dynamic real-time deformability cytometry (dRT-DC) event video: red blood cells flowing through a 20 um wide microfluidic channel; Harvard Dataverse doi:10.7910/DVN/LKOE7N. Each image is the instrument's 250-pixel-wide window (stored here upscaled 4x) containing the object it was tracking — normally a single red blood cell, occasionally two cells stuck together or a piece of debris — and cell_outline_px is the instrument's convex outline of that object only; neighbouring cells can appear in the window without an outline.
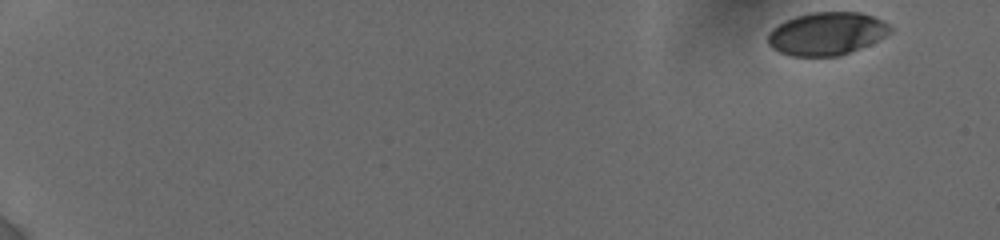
{"species": "human", "species_latin": "Homo sapiens", "temperature_condition": "cold", "stored_images_in_passage": 71, "camera_frame_rate_fps": 3000, "um_per_image_px": 0.085, "donor": {"sex": "female"}, "frame": {"image": 1, "passage_image": 1, "time_ms": 0.0, "image_size_px": [1000, 240], "cell_outline_px": [[892, 32], [860, 48], [840, 56], [792, 56], [780, 52], [772, 48], [768, 44], [768, 32], [772, 28], [784, 20], [796, 16], [812, 12], [860, 12], [872, 16], [888, 24], [892, 28]], "centroid_in_image_um": [70.23, 2.86], "position_along_channel_um": 14.8, "area_um2": 30.52}}
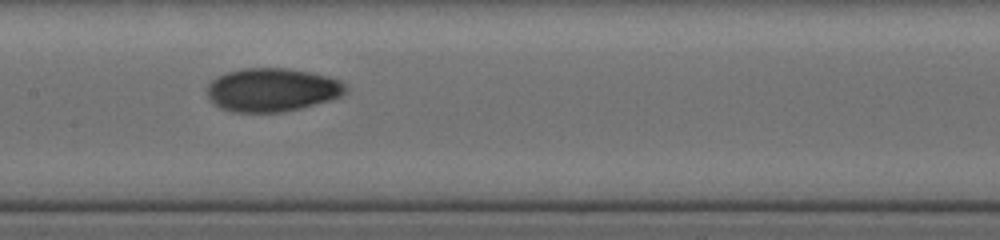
{"frame": {"image": 2, "passage_image": 35, "time_ms": 9.333, "image_size_px": [1000, 240], "cell_outline_px": [[348, 92], [332, 100], [300, 108], [280, 112], [232, 112], [220, 108], [208, 96], [208, 84], [216, 76], [240, 68], [288, 68], [312, 72], [328, 76], [340, 80], [348, 84]], "centroid_in_image_um": [23.18, 7.62], "position_along_channel_um": 184.2, "area_um2": 35.37}}
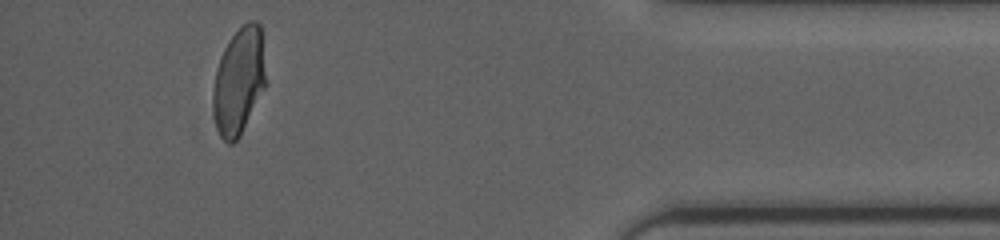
{"frame": {"image": 3, "passage_image": 67, "time_ms": 16.333, "image_size_px": [1000, 240], "cell_outline_px": [[264, 88], [236, 140], [228, 144], [220, 136], [216, 128], [212, 100], [212, 92], [216, 72], [220, 56], [228, 40], [248, 20], [256, 20], [260, 24], [264, 72]], "centroid_in_image_um": [20.26, 6.86], "position_along_channel_um": 414.9, "area_um2": 31.96}, "authors_computed_cell_mechanics": {"area_um2": 33.4084, "velocity_mm_per_s": 3.85, "shape_relaxation_time_tau1_ms": 5.8716, "shape_relaxation_time_tau2_ms": 1.5682, "deformation_change_tau1": 0.1627, "deformation_change_tau2": 0.0456}}